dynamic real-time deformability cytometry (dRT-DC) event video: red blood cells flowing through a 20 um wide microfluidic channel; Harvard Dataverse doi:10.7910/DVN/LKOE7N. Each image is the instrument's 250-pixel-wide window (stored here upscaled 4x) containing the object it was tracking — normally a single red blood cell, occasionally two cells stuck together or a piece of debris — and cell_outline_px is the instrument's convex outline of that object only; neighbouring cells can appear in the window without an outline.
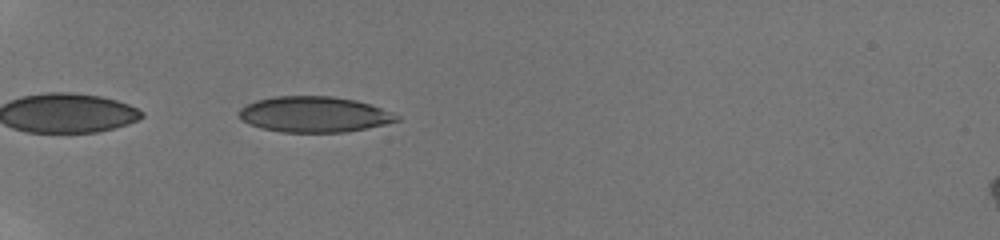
{"species": "human", "species_latin": "Homo sapiens", "temperature_condition": "room temperature", "stored_images_in_passage": 34, "camera_frame_rate_fps": 3000, "um_per_image_px": 0.085, "donor": {"sex": "male"}, "frame": {"image": 1, "passage_image": 2, "time_ms": 0.333, "image_size_px": [1000, 240], "cell_outline_px": [[400, 120], [384, 124], [344, 132], [280, 132], [260, 128], [248, 124], [240, 120], [236, 116], [240, 108], [256, 100], [272, 96], [332, 96], [356, 100], [392, 112], [400, 116]], "centroid_in_image_um": [26.63, 9.72], "position_along_channel_um": 58.4, "area_um2": 32.95}}
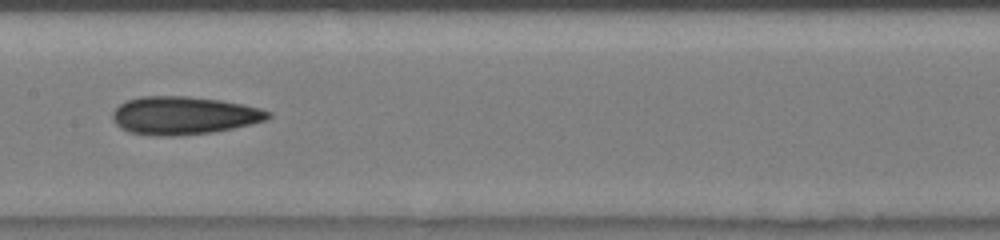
{"frame": {"image": 2, "passage_image": 14, "time_ms": 4.333, "image_size_px": [1000, 240], "cell_outline_px": [[272, 116], [264, 120], [252, 124], [212, 132], [172, 136], [156, 136], [128, 132], [120, 128], [112, 120], [112, 112], [120, 104], [128, 100], [140, 96], [188, 96], [220, 100], [260, 108], [272, 112]], "centroid_in_image_um": [15.59, 9.82], "position_along_channel_um": 191.8, "area_um2": 34.45}}
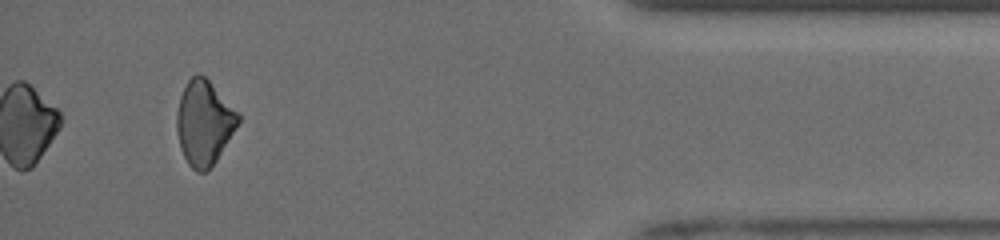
{"frame": {"image": 3, "passage_image": 34, "time_ms": 11.0, "image_size_px": [1000, 240], "cell_outline_px": [[240, 120], [216, 160], [204, 172], [196, 172], [188, 164], [180, 148], [176, 128], [176, 112], [180, 96], [188, 80], [196, 72], [204, 76], [208, 80], [240, 116]], "centroid_in_image_um": [17.3, 10.43], "position_along_channel_um": 417.9, "area_um2": 29.65}, "authors_computed_cell_mechanics": {"area_um2": 32.8304, "velocity_mm_per_s": 3.9925, "shape_relaxation_time_tau1_ms": null, "shape_relaxation_time_tau2_ms": 5.4093, "deformation_change_tau1": null, "deformation_change_tau2": 0.1192}}